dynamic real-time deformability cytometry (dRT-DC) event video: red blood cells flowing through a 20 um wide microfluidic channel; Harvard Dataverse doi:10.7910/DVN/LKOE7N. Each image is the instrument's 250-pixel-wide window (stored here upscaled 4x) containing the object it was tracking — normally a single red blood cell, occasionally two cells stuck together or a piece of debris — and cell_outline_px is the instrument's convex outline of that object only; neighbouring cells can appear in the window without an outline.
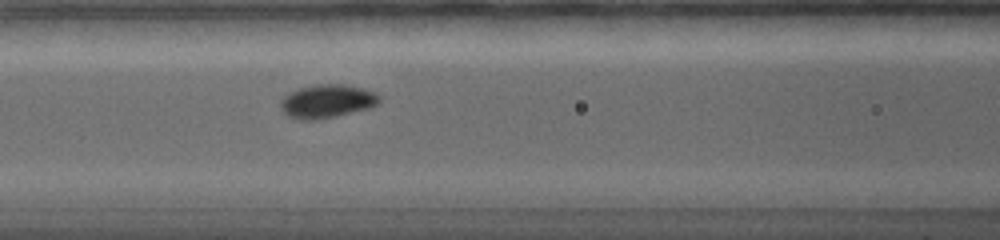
{"species": "common noctule bat (a hibernating species)", "species_latin": "Nyctalus noctula", "temperature_condition": "warm", "stored_images_in_passage": 24, "camera_frame_rate_fps": 5000, "um_per_image_px": 0.085, "animal": {"sex": "female", "body_mass_g": 19.0, "forearm_length_mm": 56.7}, "frame": {"image": 1, "passage_image": 9, "time_ms": 4.6, "image_size_px": [1000, 240], "cell_outline_px": [[380, 100], [372, 108], [336, 116], [316, 120], [300, 120], [288, 116], [280, 108], [280, 100], [284, 96], [300, 88], [312, 84], [344, 84], [376, 92], [380, 96]], "centroid_in_image_um": [27.8, 8.61], "position_along_channel_um": 138.8, "area_um2": 19.36}}
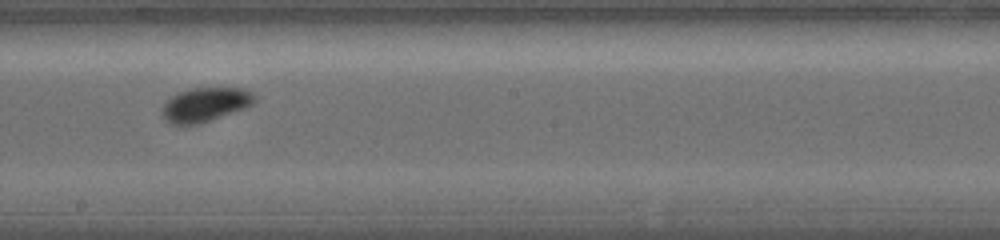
{"frame": {"image": 2, "passage_image": 13, "time_ms": 7.0, "image_size_px": [1000, 240], "cell_outline_px": [[256, 100], [252, 104], [244, 108], [200, 124], [172, 124], [164, 120], [164, 104], [172, 96], [180, 92], [192, 88], [244, 88], [252, 92], [256, 96]], "centroid_in_image_um": [17.48, 8.88], "position_along_channel_um": 230.7, "area_um2": 18.09}}
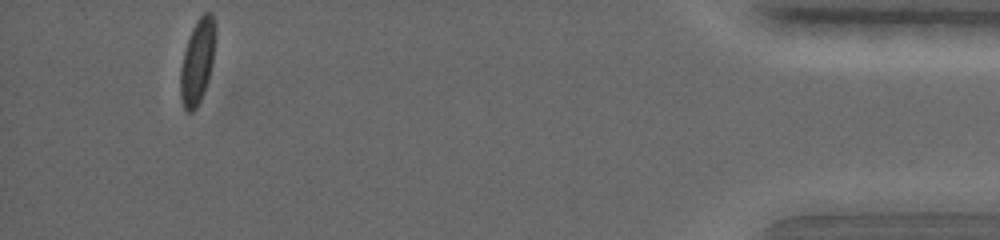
{"frame": {"image": 3, "passage_image": 24, "time_ms": 14.2, "image_size_px": [1000, 240], "cell_outline_px": [[216, 36], [212, 64], [208, 80], [204, 92], [196, 108], [192, 112], [188, 112], [184, 108], [180, 100], [180, 68], [184, 52], [192, 28], [196, 20], [204, 12], [212, 12], [216, 24]], "centroid_in_image_um": [16.79, 5.2], "position_along_channel_um": 418.4, "area_um2": 17.51}, "authors_computed_cell_mechanics": {"area_um2": 17.5134, "velocity_mm_per_s": 3.8421, "shape_relaxation_time_tau1_ms": 1.5321, "shape_relaxation_time_tau2_ms": null, "deformation_change_tau1": 0.0859, "deformation_change_tau2": null}}